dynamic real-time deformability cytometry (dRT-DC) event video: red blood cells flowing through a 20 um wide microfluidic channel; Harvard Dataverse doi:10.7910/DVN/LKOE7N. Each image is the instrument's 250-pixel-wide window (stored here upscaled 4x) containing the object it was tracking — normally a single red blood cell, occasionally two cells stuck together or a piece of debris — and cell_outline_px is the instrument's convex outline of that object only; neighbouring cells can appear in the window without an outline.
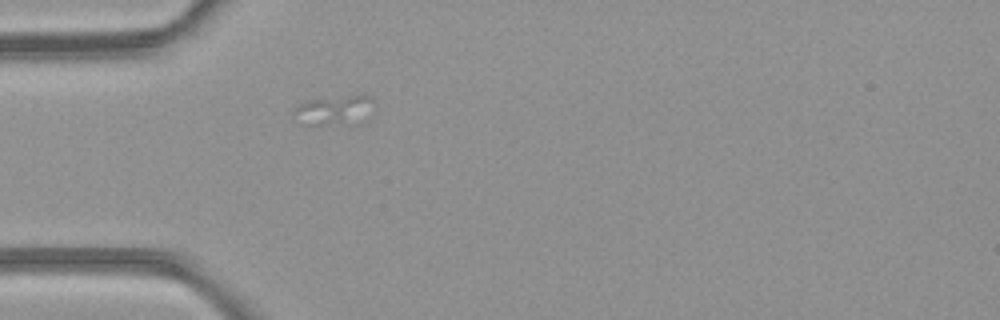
{"species": "common noctule bat (a hibernating species)", "species_latin": "Nyctalus noctula", "temperature_condition": "room temperature", "stored_images_in_passage": 1, "camera_frame_rate_fps": 3000, "um_per_image_px": 0.085, "animal": {"sex": "female", "body_mass_g": 21.9}, "frame": {"image": 1, "passage_image": 1, "time_ms": 0.0, "image_size_px": [1000, 320], "cell_outline_px": [[376, 112], [356, 124], [300, 124], [296, 112], [296, 108], [304, 100], [360, 92], [364, 92], [372, 96], [376, 104]], "centroid_in_image_um": [28.63, 9.3], "position_along_channel_um": 56.4, "area_um2": 14.8}}